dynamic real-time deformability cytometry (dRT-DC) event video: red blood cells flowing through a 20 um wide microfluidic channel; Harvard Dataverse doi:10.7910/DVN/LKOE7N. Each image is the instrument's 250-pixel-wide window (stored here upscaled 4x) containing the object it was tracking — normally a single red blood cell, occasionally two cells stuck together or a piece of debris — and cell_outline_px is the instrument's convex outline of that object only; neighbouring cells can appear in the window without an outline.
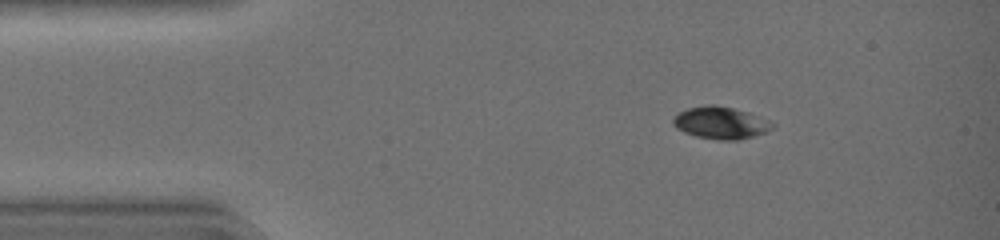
{"species": "common noctule bat (a hibernating species)", "species_latin": "Nyctalus noctula", "temperature_condition": "warm", "stored_images_in_passage": 38, "camera_frame_rate_fps": 3000, "um_per_image_px": 0.085, "animal": {"sex": "female", "body_mass_g": 19.0, "forearm_length_mm": 51.5}, "frame": {"image": 1, "passage_image": 1, "time_ms": 0.0, "image_size_px": [1000, 240], "cell_outline_px": [[776, 124], [772, 128], [764, 132], [740, 140], [720, 140], [696, 136], [684, 132], [676, 128], [672, 124], [672, 116], [688, 108], [708, 104], [716, 104], [748, 112], [768, 120]], "centroid_in_image_um": [61.22, 10.43], "position_along_channel_um": 23.8, "area_um2": 18.61}}
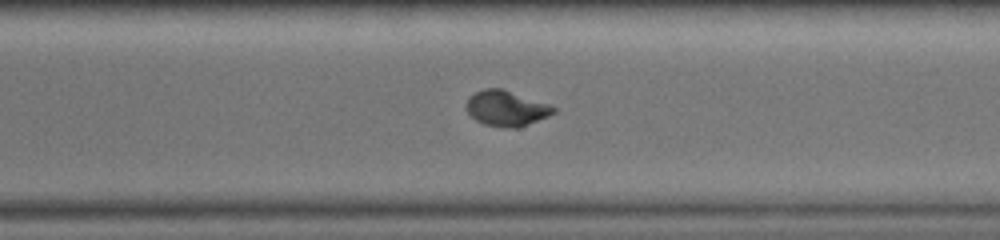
{"frame": {"image": 2, "passage_image": 26, "time_ms": 8.333, "image_size_px": [1000, 240], "cell_outline_px": [[556, 112], [548, 116], [528, 124], [516, 128], [504, 128], [484, 124], [476, 120], [468, 112], [464, 104], [468, 96], [484, 88], [504, 88], [548, 104], [556, 108]], "centroid_in_image_um": [43.01, 9.19], "position_along_channel_um": 327.6, "area_um2": 18.15}}
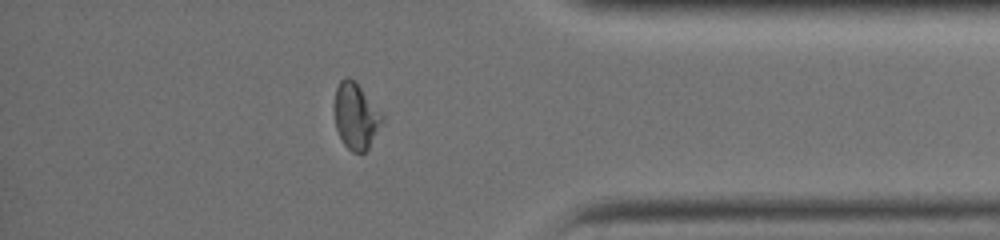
{"frame": {"image": 3, "passage_image": 32, "time_ms": 10.333, "image_size_px": [1000, 240], "cell_outline_px": [[384, 120], [368, 148], [364, 152], [352, 152], [344, 144], [336, 128], [332, 108], [332, 104], [336, 88], [340, 80], [344, 76], [348, 76], [356, 80], [384, 116]], "centroid_in_image_um": [30.21, 9.8], "position_along_channel_um": 405.0, "area_um2": 18.84}, "authors_computed_cell_mechanics": {"area_um2": 19.0162, "velocity_mm_per_s": 4.4201, "shape_relaxation_time_tau1_ms": 5.9793, "shape_relaxation_time_tau2_ms": null, "deformation_change_tau1": 0.2364, "deformation_change_tau2": null}}